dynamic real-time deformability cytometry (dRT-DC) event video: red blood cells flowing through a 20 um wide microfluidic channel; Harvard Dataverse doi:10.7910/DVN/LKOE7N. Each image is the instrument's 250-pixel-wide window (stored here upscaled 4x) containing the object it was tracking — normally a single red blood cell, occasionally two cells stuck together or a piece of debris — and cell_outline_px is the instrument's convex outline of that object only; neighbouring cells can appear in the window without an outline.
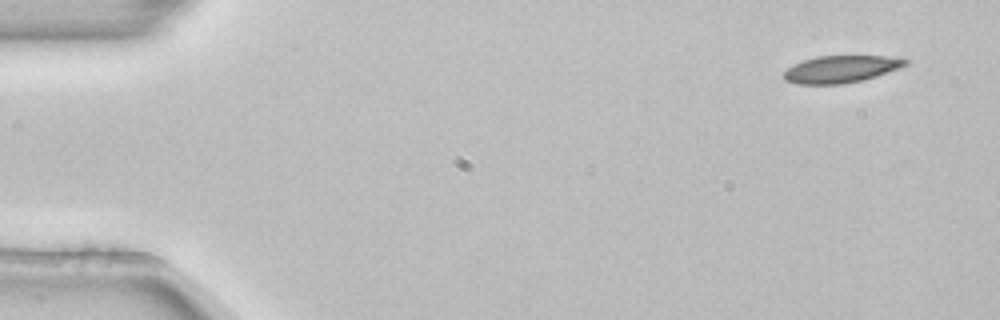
{"species": "common noctule bat (a hibernating species)", "species_latin": "Nyctalus noctula", "temperature_condition": "room temperature", "stored_images_in_passage": 4, "camera_frame_rate_fps": 3000, "um_per_image_px": 0.085, "animal": {"sex": "female", "body_mass_g": 22.7, "forearm_length_mm": 54.2}, "frame": {"image": 1, "passage_image": 1, "time_ms": 0.0, "image_size_px": [1000, 320], "cell_outline_px": [[908, 64], [900, 68], [864, 80], [840, 84], [796, 84], [784, 80], [784, 72], [788, 68], [804, 60], [816, 56], [884, 56], [908, 60]], "centroid_in_image_um": [71.48, 5.88], "position_along_channel_um": 13.5, "area_um2": 19.07}}
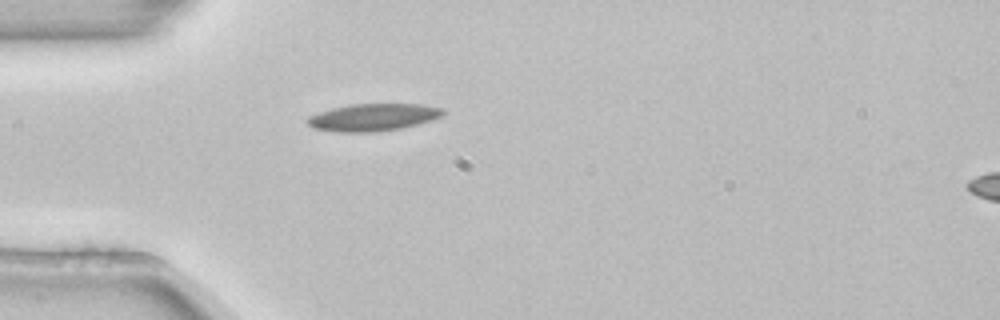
{"frame": {"image": 2, "passage_image": 4, "time_ms": 1.0, "image_size_px": [1000, 320], "cell_outline_px": [[448, 112], [432, 120], [400, 128], [376, 132], [340, 132], [312, 128], [308, 124], [308, 116], [332, 108], [352, 104], [420, 104], [444, 108]], "centroid_in_image_um": [31.74, 9.96], "position_along_channel_um": 53.3, "area_um2": 21.5}}